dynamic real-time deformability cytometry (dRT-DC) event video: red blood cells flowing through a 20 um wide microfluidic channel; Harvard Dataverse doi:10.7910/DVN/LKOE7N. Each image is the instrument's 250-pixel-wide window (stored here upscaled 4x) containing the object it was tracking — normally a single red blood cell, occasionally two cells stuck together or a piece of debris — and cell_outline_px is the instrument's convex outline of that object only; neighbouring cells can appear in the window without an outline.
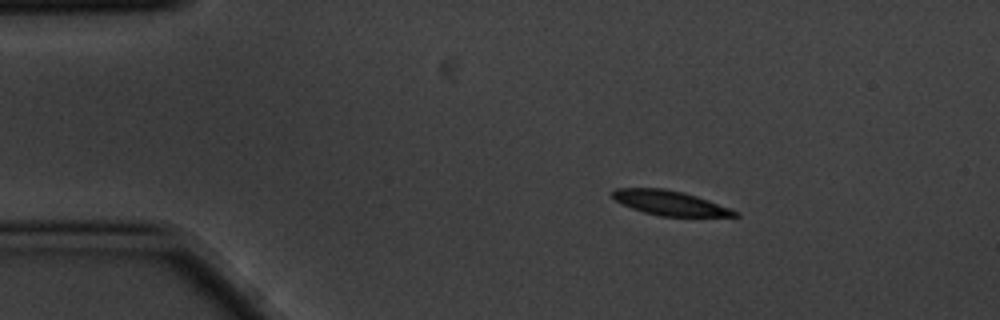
{"species": "common noctule bat (a hibernating species)", "species_latin": "Nyctalus noctula", "temperature_condition": "cold", "stored_images_in_passage": 4, "camera_frame_rate_fps": 3000, "um_per_image_px": 0.085, "animal": {"sex": "male", "body_mass_g": 20.1, "forearm_length_mm": 53.5}, "frame": {"image": 1, "passage_image": 2, "time_ms": 0.333, "image_size_px": [1000, 320], "cell_outline_px": [[740, 216], [660, 216], [644, 212], [620, 204], [612, 196], [612, 192], [616, 188], [664, 188], [684, 192], [708, 200], [740, 212]], "centroid_in_image_um": [56.93, 17.25], "position_along_channel_um": 28.1, "area_um2": 17.46}}